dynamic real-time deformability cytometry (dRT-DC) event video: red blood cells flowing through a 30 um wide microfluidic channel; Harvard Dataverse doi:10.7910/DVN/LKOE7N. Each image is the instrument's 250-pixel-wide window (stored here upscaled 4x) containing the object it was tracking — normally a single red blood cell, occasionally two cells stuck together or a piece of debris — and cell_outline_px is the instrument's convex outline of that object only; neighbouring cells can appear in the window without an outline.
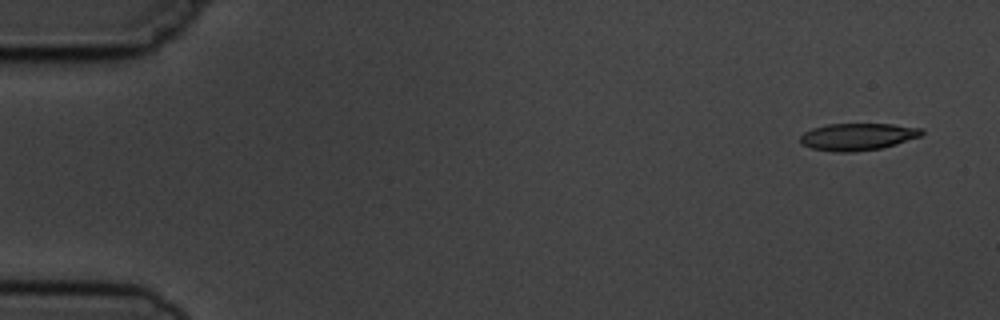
{"species": "common noctule bat (a hibernating species)", "species_latin": "Nyctalus noctula", "temperature_condition": "cold", "stored_images_in_passage": 9, "camera_frame_rate_fps": 3000, "um_per_image_px": 0.085, "animal": {"sex": "male", "body_mass_g": 19.5, "forearm_length_mm": 54.6}, "frame": {"image": 1, "passage_image": 1, "time_ms": 0.0, "image_size_px": [1000, 320], "cell_outline_px": [[924, 132], [920, 136], [896, 144], [880, 148], [852, 152], [836, 152], [812, 148], [800, 144], [800, 136], [804, 132], [812, 128], [828, 124], [892, 124], [920, 128]], "centroid_in_image_um": [72.86, 11.62], "position_along_channel_um": 12.1, "area_um2": 19.07}}
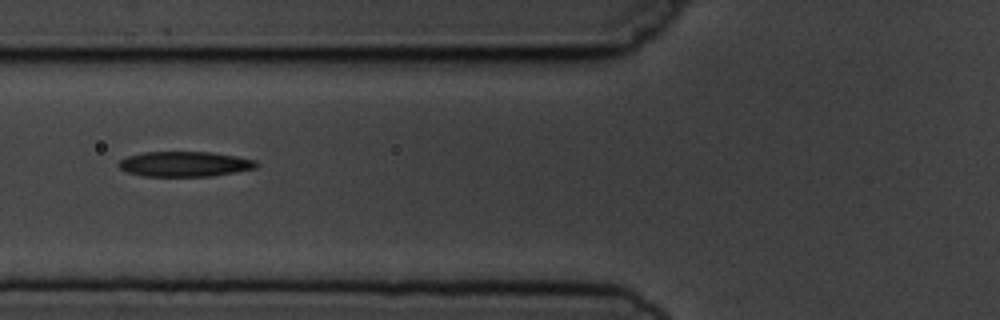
{"frame": {"image": 2, "passage_image": 6, "time_ms": 6.0, "image_size_px": [1000, 320], "cell_outline_px": [[260, 164], [256, 168], [236, 172], [212, 176], [144, 176], [128, 172], [120, 168], [120, 160], [128, 156], [144, 152], [212, 152], [236, 156], [256, 160]], "centroid_in_image_um": [15.76, 13.94], "position_along_channel_um": 110.0, "area_um2": 20.11}}
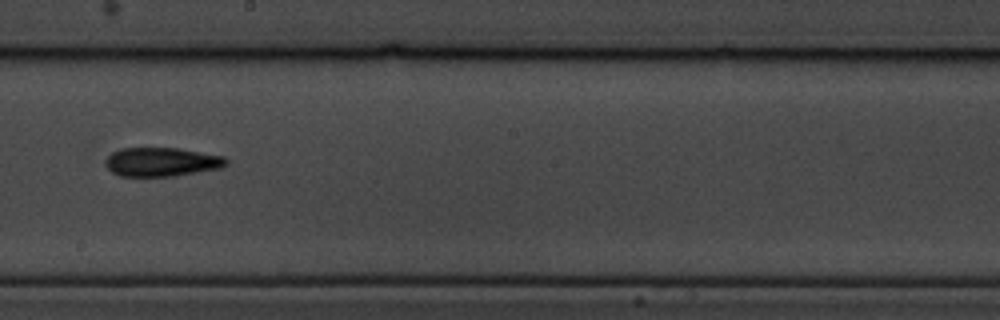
{"frame": {"image": 3, "passage_image": 9, "time_ms": 9.333, "image_size_px": [1000, 320], "cell_outline_px": [[228, 164], [220, 168], [176, 176], [120, 176], [112, 172], [104, 164], [104, 160], [112, 152], [120, 148], [176, 148], [224, 156], [228, 160]], "centroid_in_image_um": [13.72, 13.76], "position_along_channel_um": 234.5, "area_um2": 20.4}}